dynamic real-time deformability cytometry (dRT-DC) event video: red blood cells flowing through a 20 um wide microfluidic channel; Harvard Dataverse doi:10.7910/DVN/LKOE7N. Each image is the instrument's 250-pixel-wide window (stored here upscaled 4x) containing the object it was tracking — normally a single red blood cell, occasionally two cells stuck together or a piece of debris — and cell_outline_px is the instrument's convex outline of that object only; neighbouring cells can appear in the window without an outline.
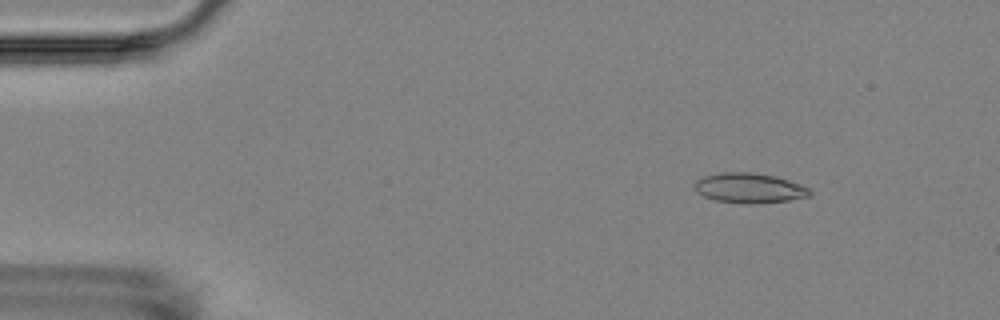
{"species": "Egyptian fruit bat (a non-hibernating species)", "species_latin": "Rousettus aegyptiacus", "temperature_condition": "room temperature", "stored_images_in_passage": 9, "camera_frame_rate_fps": 3000, "um_per_image_px": 0.085, "animal": {"sex": "female"}, "frame": {"image": 1, "passage_image": 1, "time_ms": 0.0, "image_size_px": [1000, 320], "cell_outline_px": [[812, 196], [788, 200], [756, 204], [744, 204], [716, 200], [704, 196], [696, 192], [696, 180], [704, 176], [720, 172], [752, 172], [776, 176], [800, 184], [808, 188], [812, 192]], "centroid_in_image_um": [63.71, 15.98], "position_along_channel_um": 21.3, "area_um2": 20.17}}
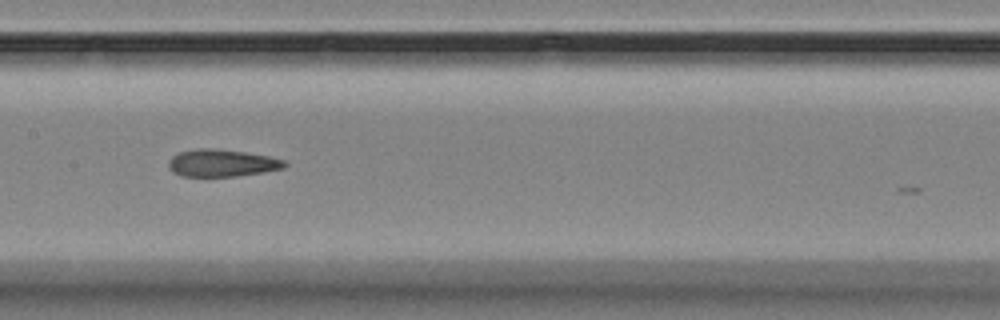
{"frame": {"image": 2, "passage_image": 7, "time_ms": 7.0, "image_size_px": [1000, 320], "cell_outline_px": [[288, 164], [284, 168], [264, 172], [236, 176], [180, 176], [172, 172], [168, 168], [168, 160], [172, 156], [180, 152], [196, 148], [212, 148], [244, 152], [268, 156], [284, 160]], "centroid_in_image_um": [18.83, 13.86], "position_along_channel_um": 188.6, "area_um2": 18.5}}
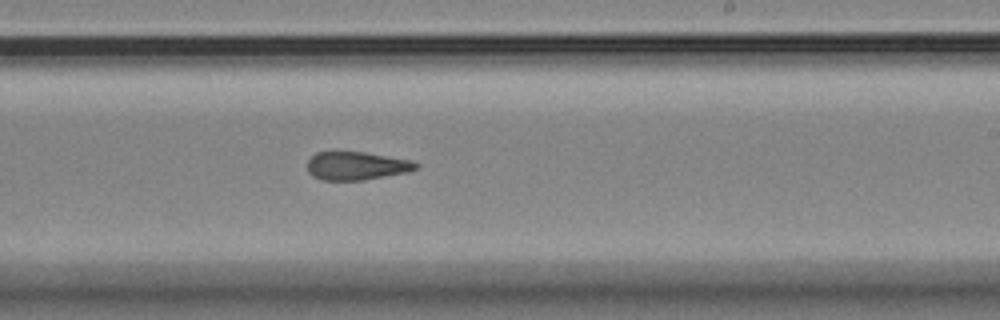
{"frame": {"image": 3, "passage_image": 9, "time_ms": 9.0, "image_size_px": [1000, 320], "cell_outline_px": [[420, 164], [416, 168], [408, 172], [364, 180], [324, 180], [312, 176], [308, 172], [308, 160], [316, 152], [364, 152], [412, 160]], "centroid_in_image_um": [30.31, 14.1], "position_along_channel_um": 258.7, "area_um2": 17.86}}